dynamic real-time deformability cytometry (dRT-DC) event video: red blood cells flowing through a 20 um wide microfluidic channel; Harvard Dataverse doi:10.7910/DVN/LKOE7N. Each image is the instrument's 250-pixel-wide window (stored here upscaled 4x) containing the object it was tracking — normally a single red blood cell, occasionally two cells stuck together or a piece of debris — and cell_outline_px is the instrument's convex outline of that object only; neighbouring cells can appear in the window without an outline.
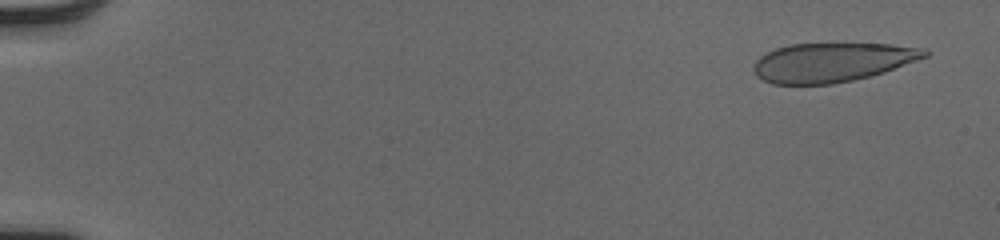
{"species": "human", "species_latin": "Homo sapiens", "temperature_condition": "cold", "stored_images_in_passage": 50, "camera_frame_rate_fps": 3000, "um_per_image_px": 0.085, "donor": {"sex": "male"}, "frame": {"image": 1, "passage_image": 2, "time_ms": 0.333, "image_size_px": [1000, 240], "cell_outline_px": [[928, 56], [884, 72], [852, 80], [832, 84], [772, 84], [756, 76], [752, 68], [756, 60], [760, 56], [776, 48], [788, 44], [892, 44], [928, 48]], "centroid_in_image_um": [70.73, 5.29], "position_along_channel_um": 14.3, "area_um2": 38.96}}
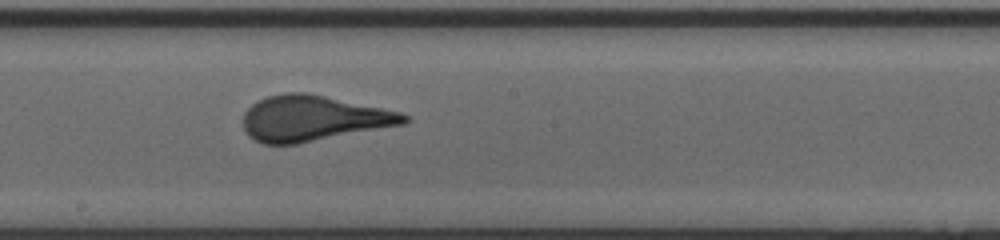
{"frame": {"image": 2, "passage_image": 29, "time_ms": 9.333, "image_size_px": [1000, 240], "cell_outline_px": [[408, 124], [296, 144], [264, 144], [248, 136], [244, 128], [244, 112], [252, 104], [268, 96], [288, 92], [304, 92], [324, 96], [400, 112], [408, 116]], "centroid_in_image_um": [26.63, 10.07], "position_along_channel_um": 221.6, "area_um2": 42.43}}
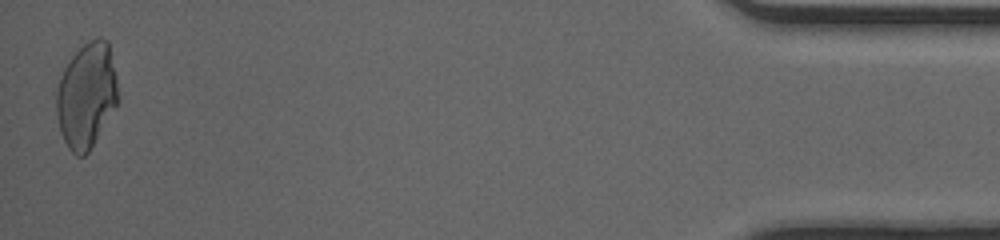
{"frame": {"image": 3, "passage_image": 50, "time_ms": 16.333, "image_size_px": [1000, 240], "cell_outline_px": [[116, 104], [88, 152], [84, 156], [76, 156], [68, 148], [60, 132], [56, 112], [56, 92], [60, 76], [68, 60], [84, 44], [96, 36], [100, 36], [108, 40], [116, 76]], "centroid_in_image_um": [7.32, 8.08], "position_along_channel_um": 427.9, "area_um2": 37.34}, "authors_computed_cell_mechanics": {"area_um2": 41.0091, "velocity_mm_per_s": 4.0707, "shape_relaxation_time_tau1_ms": 4.7807, "shape_relaxation_time_tau2_ms": null, "deformation_change_tau1": 0.1762, "deformation_change_tau2": null}}